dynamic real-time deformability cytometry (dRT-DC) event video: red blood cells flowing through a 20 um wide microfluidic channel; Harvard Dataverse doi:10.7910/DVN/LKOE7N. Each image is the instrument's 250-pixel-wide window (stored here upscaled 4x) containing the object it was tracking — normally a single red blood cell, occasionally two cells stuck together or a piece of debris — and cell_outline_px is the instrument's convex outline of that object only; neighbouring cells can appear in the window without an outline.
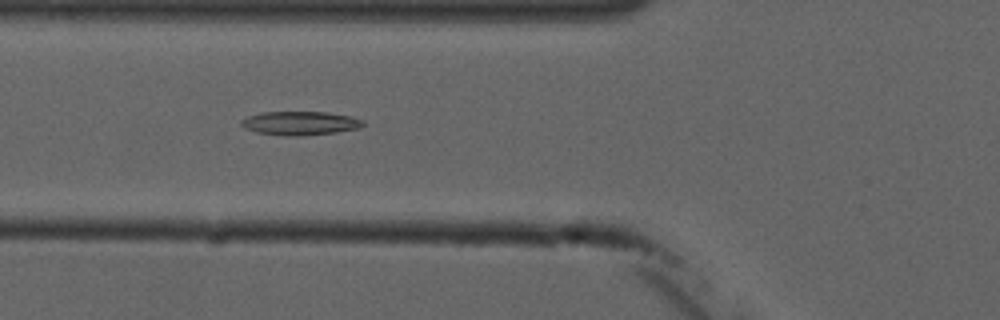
{"species": "common noctule bat (a hibernating species)", "species_latin": "Nyctalus noctula", "temperature_condition": "cold", "stored_images_in_passage": 12, "camera_frame_rate_fps": 3000, "um_per_image_px": 0.085, "animal": {"sex": "male", "forearm_length_mm": 52.5}, "frame": {"image": 1, "passage_image": 4, "time_ms": 4.333, "image_size_px": [1000, 320], "cell_outline_px": [[364, 124], [360, 128], [336, 132], [296, 136], [288, 136], [256, 132], [244, 128], [240, 124], [240, 120], [248, 116], [260, 112], [324, 112], [352, 116], [364, 120]], "centroid_in_image_um": [25.5, 10.46], "position_along_channel_um": 100.3, "area_um2": 16.88}}
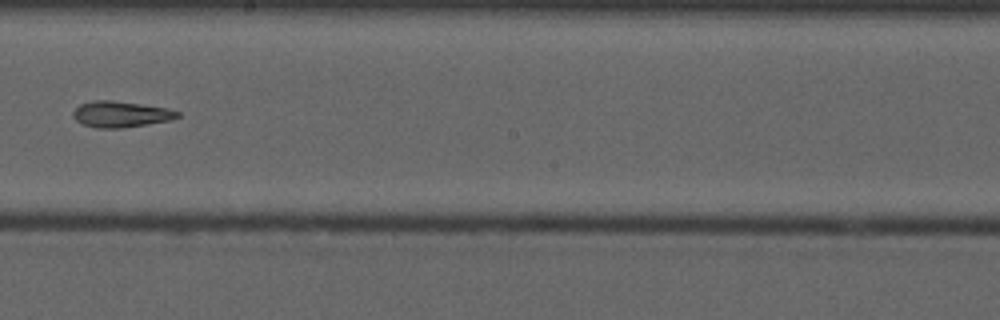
{"frame": {"image": 2, "passage_image": 7, "time_ms": 8.0, "image_size_px": [1000, 320], "cell_outline_px": [[180, 116], [172, 120], [124, 128], [96, 128], [84, 124], [76, 120], [72, 116], [72, 112], [80, 104], [92, 100], [112, 100], [168, 108], [180, 112]], "centroid_in_image_um": [10.27, 9.71], "position_along_channel_um": 237.9, "area_um2": 15.95}}
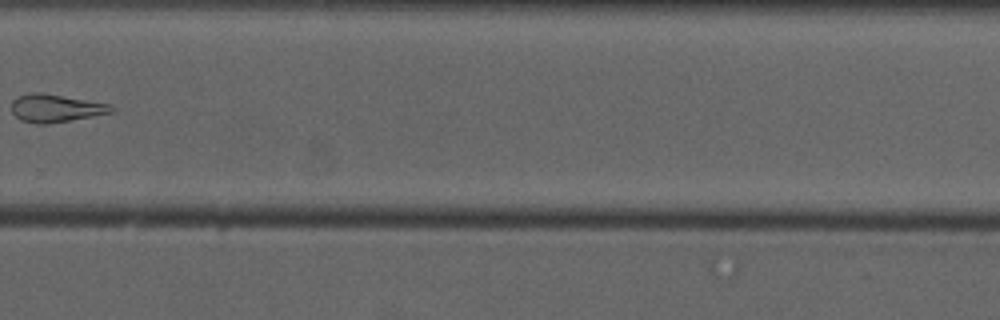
{"frame": {"image": 3, "passage_image": 9, "time_ms": 10.333, "image_size_px": [1000, 320], "cell_outline_px": [[116, 108], [112, 112], [92, 116], [44, 124], [36, 124], [20, 120], [12, 112], [12, 100], [16, 96], [28, 92], [40, 92], [112, 104]], "centroid_in_image_um": [4.71, 9.18], "position_along_channel_um": 325.1, "area_um2": 16.24}}